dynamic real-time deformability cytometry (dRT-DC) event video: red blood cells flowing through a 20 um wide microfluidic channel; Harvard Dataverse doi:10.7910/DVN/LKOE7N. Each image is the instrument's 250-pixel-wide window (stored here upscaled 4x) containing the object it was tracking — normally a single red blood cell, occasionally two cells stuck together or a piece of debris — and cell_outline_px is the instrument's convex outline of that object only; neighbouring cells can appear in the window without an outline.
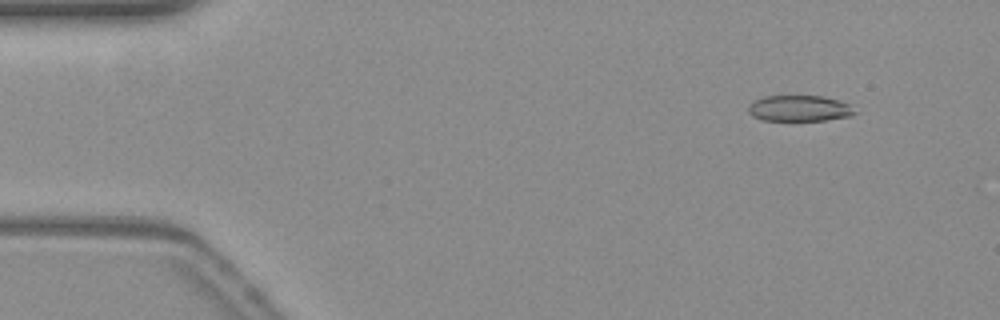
{"species": "common noctule bat (a hibernating species)", "species_latin": "Nyctalus noctula", "temperature_condition": "warm", "stored_images_in_passage": 12, "camera_frame_rate_fps": 3000, "um_per_image_px": 0.085, "animal": {"sex": "female", "body_mass_g": 19.3, "forearm_length_mm": 54.1}, "frame": {"image": 1, "passage_image": 3, "time_ms": 0.667, "image_size_px": [1000, 320], "cell_outline_px": [[856, 112], [848, 116], [824, 120], [764, 120], [748, 112], [748, 108], [752, 100], [764, 96], [824, 96], [848, 104]], "centroid_in_image_um": [67.9, 9.2], "position_along_channel_um": 17.1, "area_um2": 15.78}}